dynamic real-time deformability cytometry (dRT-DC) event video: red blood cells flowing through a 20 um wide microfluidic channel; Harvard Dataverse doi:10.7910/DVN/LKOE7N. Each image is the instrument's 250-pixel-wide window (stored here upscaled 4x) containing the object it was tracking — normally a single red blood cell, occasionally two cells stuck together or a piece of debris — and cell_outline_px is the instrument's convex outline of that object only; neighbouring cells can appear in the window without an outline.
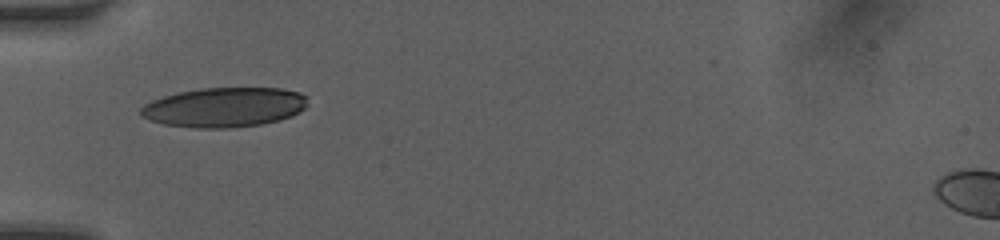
{"species": "human", "species_latin": "Homo sapiens", "temperature_condition": "room temperature", "stored_images_in_passage": 8, "camera_frame_rate_fps": 3000, "um_per_image_px": 0.085, "donor": {"sex": "female"}, "frame": {"image": 1, "passage_image": 1, "time_ms": 0.0, "image_size_px": [1000, 240], "cell_outline_px": [[308, 96], [304, 108], [300, 112], [292, 116], [280, 120], [260, 124], [228, 128], [192, 128], [164, 124], [140, 116], [140, 108], [144, 104], [152, 100], [176, 92], [200, 88], [280, 88], [300, 92]], "centroid_in_image_um": [19.07, 9.11], "position_along_channel_um": 65.9, "area_um2": 38.78}}
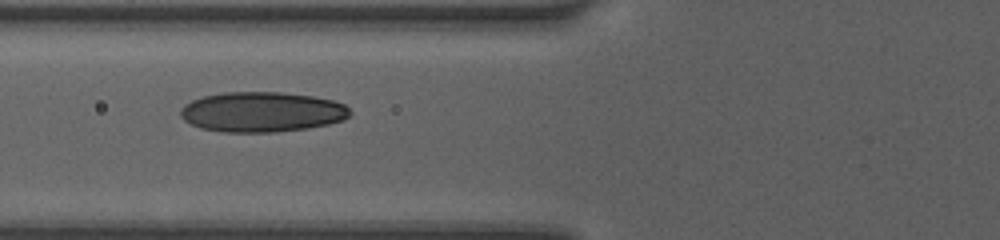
{"frame": {"image": 2, "passage_image": 7, "time_ms": 1.0, "image_size_px": [1000, 240], "cell_outline_px": [[352, 112], [344, 120], [328, 124], [308, 128], [276, 132], [224, 132], [200, 128], [184, 120], [180, 116], [180, 108], [184, 104], [192, 100], [204, 96], [224, 92], [280, 92], [312, 96], [332, 100], [344, 104]], "centroid_in_image_um": [22.25, 9.51], "position_along_channel_um": 103.6, "area_um2": 39.71}}